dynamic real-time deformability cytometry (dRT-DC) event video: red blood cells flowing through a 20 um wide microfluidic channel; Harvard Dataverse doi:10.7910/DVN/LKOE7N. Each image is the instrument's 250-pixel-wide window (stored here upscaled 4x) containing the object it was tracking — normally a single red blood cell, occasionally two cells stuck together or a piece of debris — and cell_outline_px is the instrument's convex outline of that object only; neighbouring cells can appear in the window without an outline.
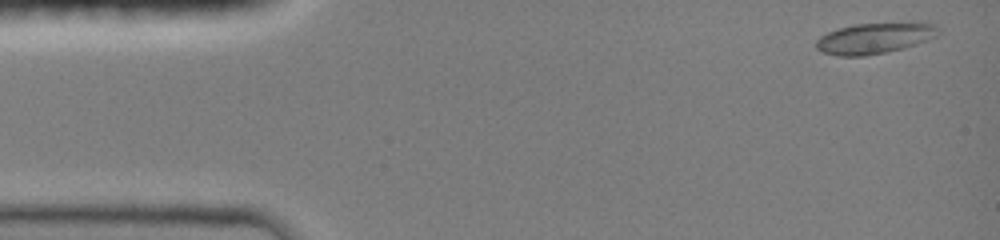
{"species": "common noctule bat (a hibernating species)", "species_latin": "Nyctalus noctula", "temperature_condition": "room temperature", "stored_images_in_passage": 24, "camera_frame_rate_fps": 3000, "um_per_image_px": 0.085, "animal": {"sex": "female", "body_mass_g": 19.0, "forearm_length_mm": 51.5}, "frame": {"image": 1, "passage_image": 1, "time_ms": 0.0, "image_size_px": [1000, 240], "cell_outline_px": [[940, 32], [936, 36], [928, 40], [904, 48], [864, 56], [836, 56], [824, 52], [816, 48], [816, 40], [820, 36], [828, 32], [840, 28], [856, 24], [916, 20], [928, 20], [940, 28]], "centroid_in_image_um": [74.46, 3.2], "position_along_channel_um": 10.5, "area_um2": 22.72}}
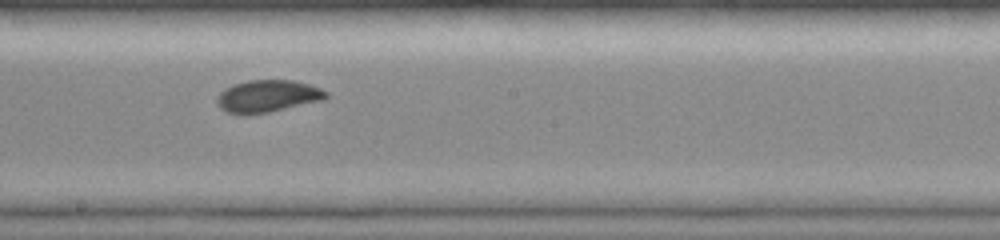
{"frame": {"image": 2, "passage_image": 14, "time_ms": 7.667, "image_size_px": [1000, 240], "cell_outline_px": [[328, 96], [324, 100], [268, 112], [244, 116], [228, 112], [220, 108], [216, 100], [220, 92], [224, 88], [248, 80], [292, 80], [308, 84], [320, 88], [328, 92]], "centroid_in_image_um": [22.74, 8.18], "position_along_channel_um": 225.5, "area_um2": 20.52}}
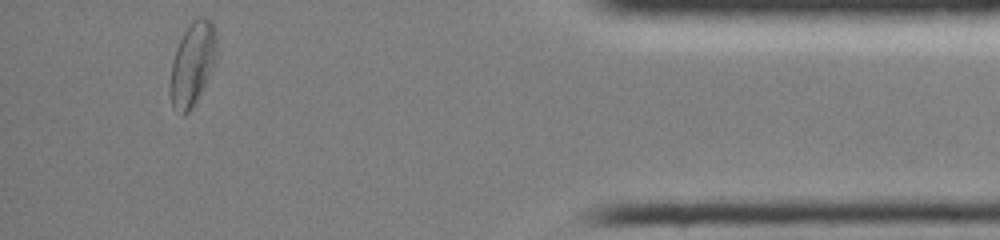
{"frame": {"image": 3, "passage_image": 24, "time_ms": 13.333, "image_size_px": [1000, 240], "cell_outline_px": [[216, 60], [192, 108], [184, 116], [180, 116], [172, 104], [168, 92], [172, 60], [176, 48], [184, 32], [192, 20], [196, 16], [204, 16], [212, 20], [216, 28]], "centroid_in_image_um": [16.34, 5.4], "position_along_channel_um": 418.9, "area_um2": 22.83}, "authors_computed_cell_mechanics": {"area_um2": 20.2011, "velocity_mm_per_s": 4.1347, "shape_relaxation_time_tau1_ms": 5.3575, "shape_relaxation_time_tau2_ms": null, "deformation_change_tau1": 0.1296, "deformation_change_tau2": null}}